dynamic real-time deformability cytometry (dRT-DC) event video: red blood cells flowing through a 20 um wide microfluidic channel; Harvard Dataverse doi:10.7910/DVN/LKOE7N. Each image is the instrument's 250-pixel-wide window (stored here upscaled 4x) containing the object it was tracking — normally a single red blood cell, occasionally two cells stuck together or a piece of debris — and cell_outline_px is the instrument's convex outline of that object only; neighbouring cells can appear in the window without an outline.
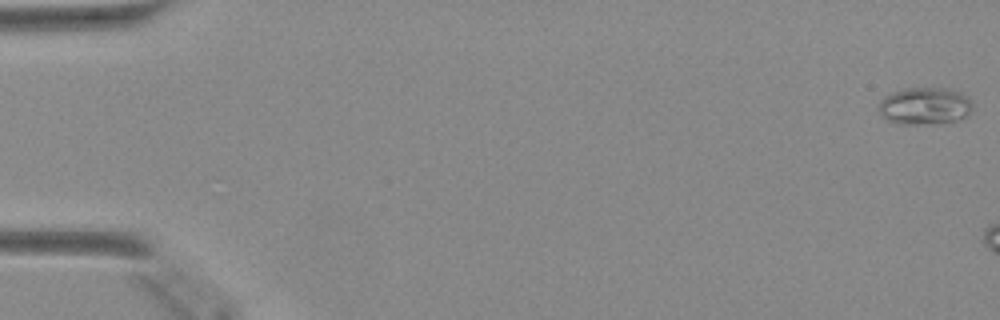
{"species": "Egyptian fruit bat (a non-hibernating species)", "species_latin": "Rousettus aegyptiacus", "temperature_condition": "warm", "stored_images_in_passage": 7, "camera_frame_rate_fps": 3000, "um_per_image_px": 0.085, "animal": {"sex": "female"}, "frame": {"image": 1, "passage_image": 1, "time_ms": 0.0, "image_size_px": [1000, 320], "cell_outline_px": [[972, 108], [964, 116], [956, 120], [940, 124], [896, 124], [888, 120], [876, 108], [880, 100], [884, 96], [892, 92], [904, 88], [948, 88], [960, 92], [968, 96], [972, 100]], "centroid_in_image_um": [78.58, 9.0], "position_along_channel_um": 6.4, "area_um2": 20.63}}